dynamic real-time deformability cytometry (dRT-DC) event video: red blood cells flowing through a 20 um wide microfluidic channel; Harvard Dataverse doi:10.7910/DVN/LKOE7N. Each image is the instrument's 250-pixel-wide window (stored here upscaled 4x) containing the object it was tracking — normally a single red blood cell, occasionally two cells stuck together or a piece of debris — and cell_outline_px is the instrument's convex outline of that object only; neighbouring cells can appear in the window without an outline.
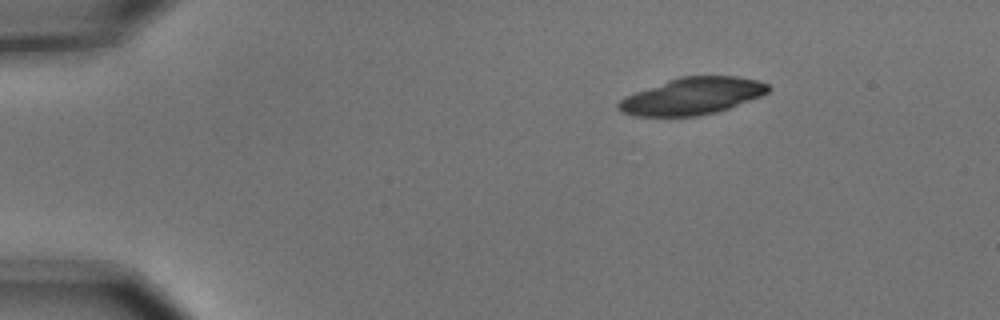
{"species": "common noctule bat (a hibernating species)", "species_latin": "Nyctalus noctula", "temperature_condition": "cold", "stored_images_in_passage": 3, "camera_frame_rate_fps": 3000, "um_per_image_px": 0.085, "animal": {"sex": "male", "body_mass_g": 15.6}, "frame": {"image": 1, "passage_image": 1, "time_ms": 0.0, "image_size_px": [1000, 320], "cell_outline_px": [[772, 88], [768, 92], [760, 96], [728, 108], [716, 112], [696, 116], [636, 116], [620, 112], [616, 108], [616, 104], [624, 96], [668, 80], [680, 76], [736, 76], [756, 80], [768, 84]], "centroid_in_image_um": [58.8, 8.17], "position_along_channel_um": 26.2, "area_um2": 32.14}}